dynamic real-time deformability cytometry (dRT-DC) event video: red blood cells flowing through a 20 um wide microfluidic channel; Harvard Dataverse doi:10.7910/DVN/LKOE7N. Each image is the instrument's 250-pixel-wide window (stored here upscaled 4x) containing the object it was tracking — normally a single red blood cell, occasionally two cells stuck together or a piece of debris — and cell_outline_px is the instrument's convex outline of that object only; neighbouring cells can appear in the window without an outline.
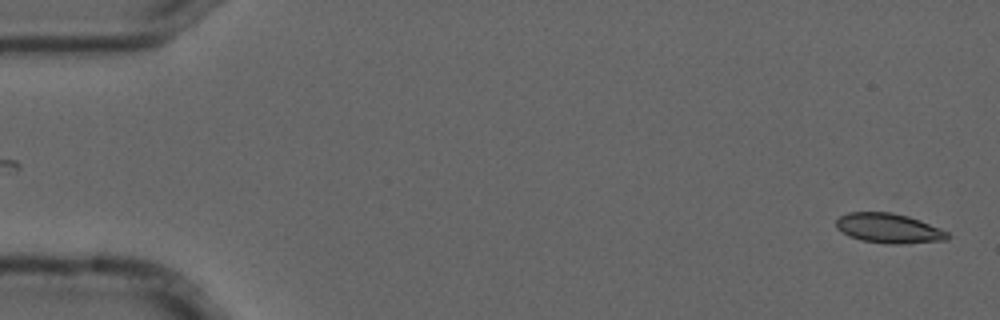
{"species": "common noctule bat (a hibernating species)", "species_latin": "Nyctalus noctula", "temperature_condition": "cold", "stored_images_in_passage": 2, "camera_frame_rate_fps": 3000, "um_per_image_px": 0.085, "animal": {"sex": "male", "forearm_length_mm": 52.5}, "frame": {"image": 1, "passage_image": 2, "time_ms": 0.333, "image_size_px": [1000, 320], "cell_outline_px": [[952, 236], [948, 240], [908, 244], [888, 244], [860, 240], [848, 236], [836, 228], [836, 220], [840, 216], [848, 212], [892, 212], [908, 216], [920, 220], [940, 228], [948, 232]], "centroid_in_image_um": [75.57, 19.41], "position_along_channel_um": 9.4, "area_um2": 19.65}}